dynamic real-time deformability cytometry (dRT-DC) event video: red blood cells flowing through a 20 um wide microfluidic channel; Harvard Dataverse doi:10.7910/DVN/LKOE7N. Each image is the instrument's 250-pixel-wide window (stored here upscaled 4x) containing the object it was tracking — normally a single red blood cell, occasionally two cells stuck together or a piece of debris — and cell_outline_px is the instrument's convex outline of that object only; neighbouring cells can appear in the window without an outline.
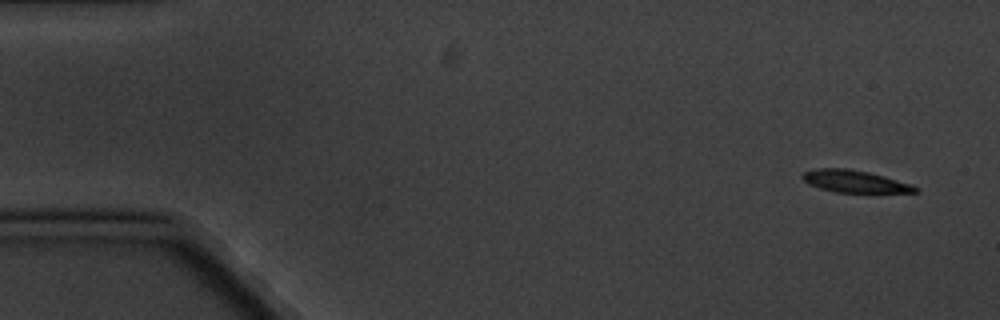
{"species": "common noctule bat (a hibernating species)", "species_latin": "Nyctalus noctula", "temperature_condition": "cold", "stored_images_in_passage": 4, "camera_frame_rate_fps": 3000, "um_per_image_px": 0.085, "animal": {"sex": "male", "body_mass_g": 20.1, "forearm_length_mm": 53.5}, "frame": {"image": 1, "passage_image": 1, "time_ms": 0.0, "image_size_px": [1000, 320], "cell_outline_px": [[920, 192], [836, 192], [820, 188], [808, 184], [800, 176], [804, 172], [816, 168], [848, 168], [868, 172], [884, 176], [912, 184], [920, 188]], "centroid_in_image_um": [72.66, 15.41], "position_along_channel_um": 12.3, "area_um2": 14.57}}
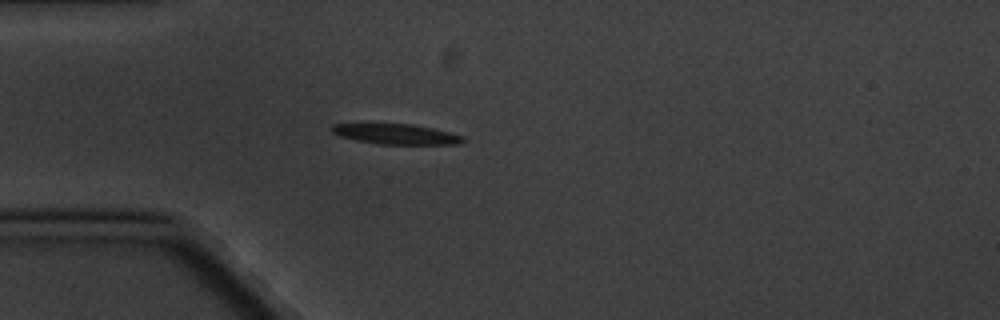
{"frame": {"image": 2, "passage_image": 4, "time_ms": 4.333, "image_size_px": [1000, 320], "cell_outline_px": [[464, 140], [460, 144], [380, 144], [356, 140], [340, 136], [332, 132], [332, 124], [412, 124], [432, 128], [464, 136]], "centroid_in_image_um": [33.69, 11.4], "position_along_channel_um": 51.3, "area_um2": 15.26}}